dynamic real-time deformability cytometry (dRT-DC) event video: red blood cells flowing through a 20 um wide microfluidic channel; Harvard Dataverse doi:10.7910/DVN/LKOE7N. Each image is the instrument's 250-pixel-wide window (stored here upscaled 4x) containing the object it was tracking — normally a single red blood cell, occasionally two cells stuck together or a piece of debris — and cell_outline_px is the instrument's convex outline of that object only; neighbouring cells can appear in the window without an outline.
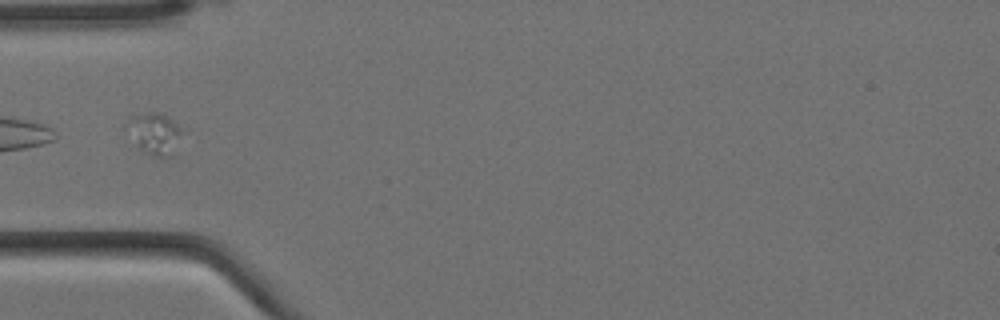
{"species": "Egyptian fruit bat (a non-hibernating species)", "species_latin": "Rousettus aegyptiacus", "temperature_condition": "cold", "stored_images_in_passage": 5, "camera_frame_rate_fps": 3000, "um_per_image_px": 0.085, "animal": {"sex": "female"}, "frame": {"image": 1, "passage_image": 5, "time_ms": 1.333, "image_size_px": [1000, 320], "cell_outline_px": [[184, 128], [172, 156], [152, 156], [144, 152], [140, 148], [124, 128], [124, 124], [132, 116], [144, 112], [160, 112], [168, 116]], "centroid_in_image_um": [13.13, 11.31], "position_along_channel_um": 71.9, "area_um2": 13.58}}